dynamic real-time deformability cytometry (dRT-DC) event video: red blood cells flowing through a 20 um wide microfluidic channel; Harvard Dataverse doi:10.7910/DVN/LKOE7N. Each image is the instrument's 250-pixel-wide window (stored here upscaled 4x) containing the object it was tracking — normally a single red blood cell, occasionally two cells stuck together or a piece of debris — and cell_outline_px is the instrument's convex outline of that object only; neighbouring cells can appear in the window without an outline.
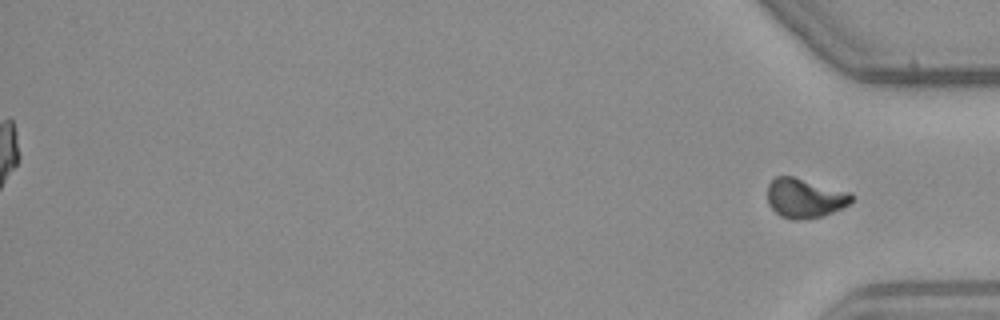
{"species": "common noctule bat (a hibernating species)", "species_latin": "Nyctalus noctula", "temperature_condition": "warm", "stored_images_in_passage": 50, "segment_of_instrument_passage": [2, 2], "camera_frame_rate_fps": 3000, "um_per_image_px": 0.085, "animal": {"sex": "male", "body_mass_g": 23.1, "forearm_length_mm": 52.7}, "frame": {"image": 1, "passage_image": 50, "time_ms": 16.333, "image_size_px": [1000, 320], "cell_outline_px": [[852, 204], [824, 216], [800, 220], [796, 220], [780, 216], [768, 204], [768, 184], [776, 176], [792, 176], [852, 192]], "centroid_in_image_um": [68.44, 16.84], "position_along_channel_um": 366.8, "area_um2": 19.54}}